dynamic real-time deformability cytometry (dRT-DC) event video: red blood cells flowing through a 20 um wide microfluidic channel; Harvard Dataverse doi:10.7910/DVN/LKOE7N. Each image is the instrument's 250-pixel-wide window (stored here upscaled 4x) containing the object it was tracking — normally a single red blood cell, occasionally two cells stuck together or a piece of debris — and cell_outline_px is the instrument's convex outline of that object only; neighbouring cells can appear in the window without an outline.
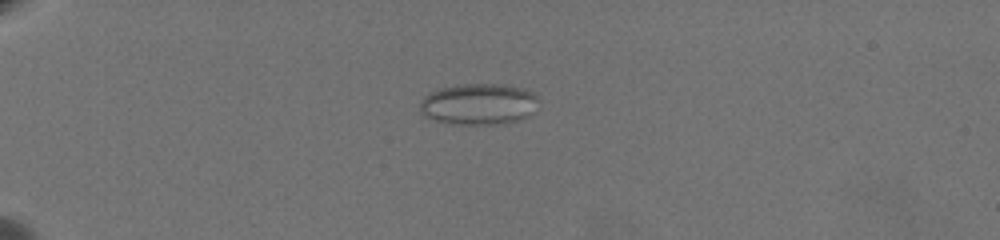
{"species": "common noctule bat (a hibernating species)", "species_latin": "Nyctalus noctula", "temperature_condition": "warm", "stored_images_in_passage": 66, "camera_frame_rate_fps": 3000, "um_per_image_px": 0.085, "animal": {"sex": "female", "body_mass_g": 19.5, "forearm_length_mm": 54.1}, "frame": {"image": 1, "passage_image": 20, "time_ms": 6.333, "image_size_px": [1000, 240], "cell_outline_px": [[536, 100], [524, 116], [520, 120], [492, 124], [452, 124], [436, 120], [424, 116], [420, 108], [420, 104], [424, 96], [440, 88], [464, 84], [492, 84], [524, 88], [532, 92], [536, 96]], "centroid_in_image_um": [40.6, 8.84], "position_along_channel_um": 44.4, "area_um2": 27.63}}
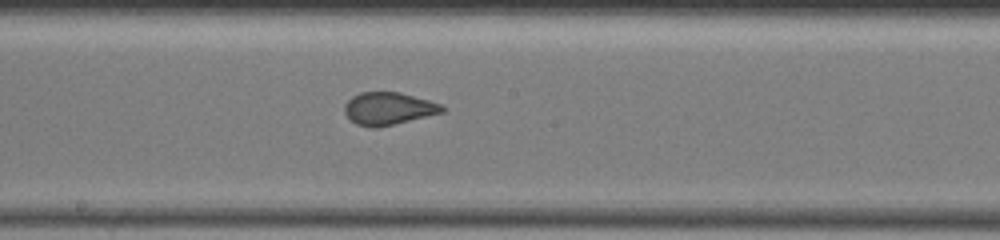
{"frame": {"image": 2, "passage_image": 40, "time_ms": 13.0, "image_size_px": [1000, 240], "cell_outline_px": [[444, 112], [376, 128], [372, 128], [356, 124], [344, 112], [344, 108], [348, 100], [352, 96], [360, 92], [400, 92], [428, 100], [440, 104], [444, 108]], "centroid_in_image_um": [33.0, 9.22], "position_along_channel_um": 215.2, "area_um2": 18.26}}
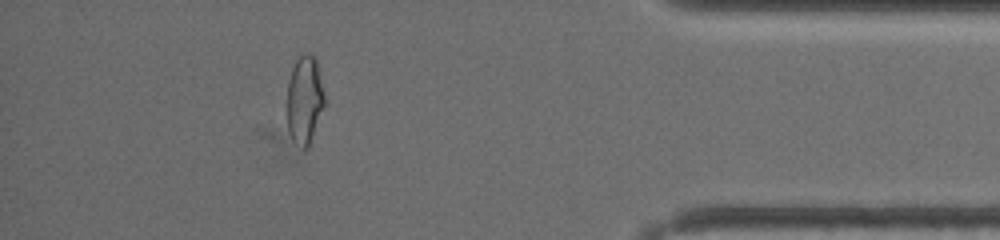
{"frame": {"image": 3, "passage_image": 60, "time_ms": 19.667, "image_size_px": [1000, 240], "cell_outline_px": [[324, 104], [308, 144], [304, 148], [288, 132], [288, 80], [292, 68], [296, 60], [304, 52], [316, 56], [324, 92]], "centroid_in_image_um": [25.89, 8.34], "position_along_channel_um": 409.3, "area_um2": 18.55}}